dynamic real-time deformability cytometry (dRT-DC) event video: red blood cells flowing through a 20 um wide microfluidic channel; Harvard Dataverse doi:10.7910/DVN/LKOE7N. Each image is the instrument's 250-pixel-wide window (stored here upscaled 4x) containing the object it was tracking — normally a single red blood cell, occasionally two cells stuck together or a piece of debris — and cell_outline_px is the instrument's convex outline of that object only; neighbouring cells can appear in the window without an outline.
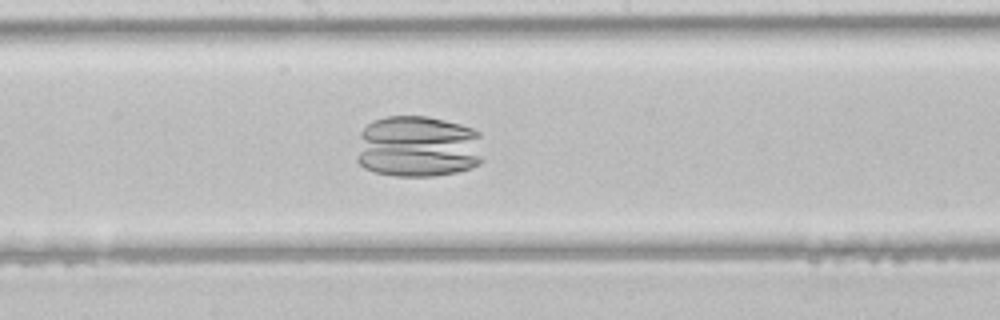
{"species": "common noctule bat (a hibernating species)", "species_latin": "Nyctalus noctula", "temperature_condition": "room temperature", "stored_images_in_passage": 35, "camera_frame_rate_fps": 3000, "um_per_image_px": 0.085, "animal": {"sex": "male", "body_mass_g": 21.5, "forearm_length_mm": 52.0}, "frame": {"image": 1, "passage_image": 15, "time_ms": 4.667, "image_size_px": [1000, 320], "cell_outline_px": [[484, 160], [480, 164], [472, 168], [456, 172], [436, 176], [392, 176], [376, 172], [364, 168], [356, 160], [360, 132], [372, 120], [384, 116], [428, 116], [460, 124], [472, 128], [480, 132]], "centroid_in_image_um": [35.56, 12.46], "position_along_channel_um": 212.6, "area_um2": 46.7}}
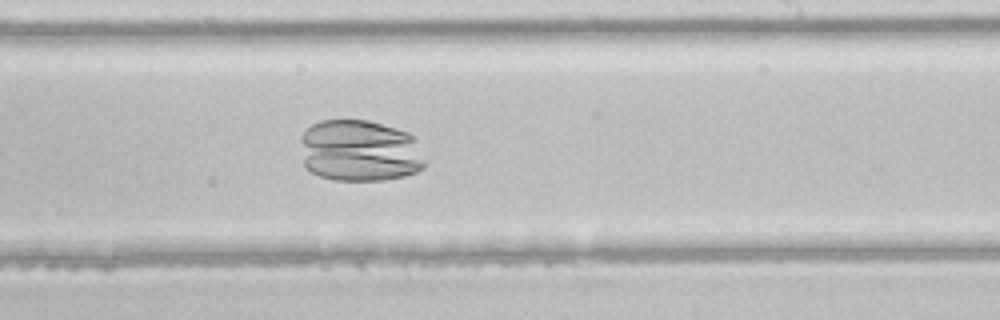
{"frame": {"image": 2, "passage_image": 18, "time_ms": 5.667, "image_size_px": [1000, 320], "cell_outline_px": [[424, 168], [416, 172], [404, 176], [384, 180], [336, 180], [320, 176], [312, 172], [304, 164], [300, 140], [300, 136], [312, 124], [320, 120], [368, 120], [396, 128], [408, 132], [416, 136], [424, 160]], "centroid_in_image_um": [30.59, 12.81], "position_along_channel_um": 258.4, "area_um2": 45.2}}
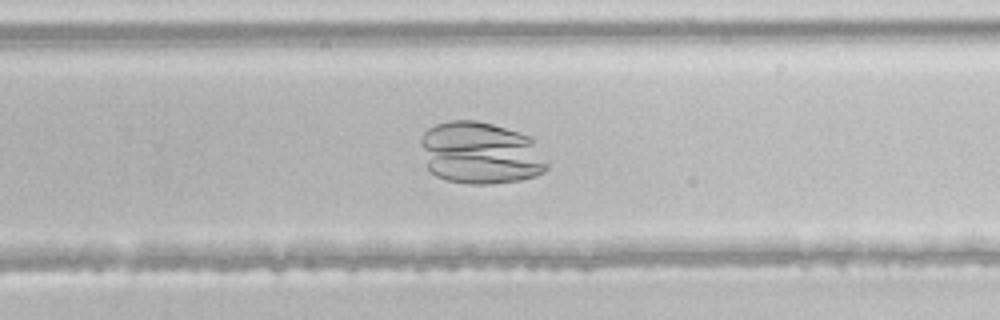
{"frame": {"image": 3, "passage_image": 20, "time_ms": 6.333, "image_size_px": [1000, 320], "cell_outline_px": [[548, 168], [544, 172], [536, 176], [520, 180], [492, 184], [468, 184], [448, 180], [436, 176], [428, 168], [420, 144], [420, 136], [428, 128], [436, 124], [452, 120], [476, 120], [492, 124], [532, 136], [548, 164]], "centroid_in_image_um": [40.85, 13.0], "position_along_channel_um": 288.9, "area_um2": 46.12}}